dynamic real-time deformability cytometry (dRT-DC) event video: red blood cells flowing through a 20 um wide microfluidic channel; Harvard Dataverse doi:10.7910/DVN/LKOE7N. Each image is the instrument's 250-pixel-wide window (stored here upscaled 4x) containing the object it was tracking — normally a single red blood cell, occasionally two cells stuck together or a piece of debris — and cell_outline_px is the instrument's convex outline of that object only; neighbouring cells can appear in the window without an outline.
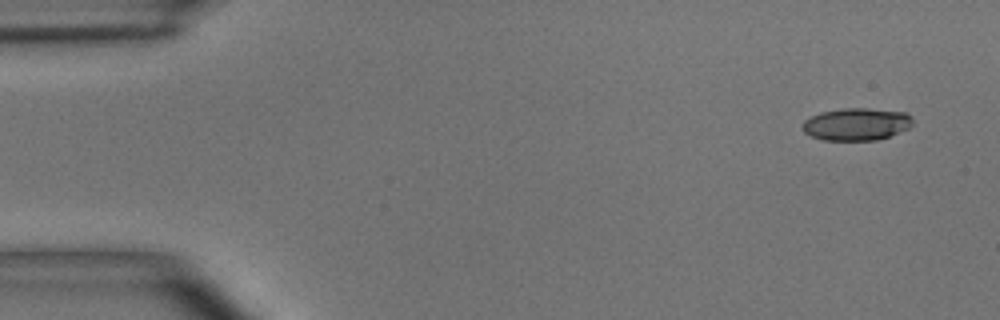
{"species": "common noctule bat (a hibernating species)", "species_latin": "Nyctalus noctula", "temperature_condition": "room temperature", "stored_images_in_passage": 3, "camera_frame_rate_fps": 3000, "um_per_image_px": 0.085, "animal": {"sex": "male", "body_mass_g": 15.6}, "frame": {"image": 1, "passage_image": 1, "time_ms": 0.0, "image_size_px": [1000, 320], "cell_outline_px": [[912, 124], [908, 128], [888, 136], [876, 140], [824, 140], [812, 136], [804, 132], [800, 128], [804, 120], [820, 112], [844, 108], [868, 108], [904, 112], [912, 116]], "centroid_in_image_um": [72.77, 10.55], "position_along_channel_um": 12.2, "area_um2": 20.75}}